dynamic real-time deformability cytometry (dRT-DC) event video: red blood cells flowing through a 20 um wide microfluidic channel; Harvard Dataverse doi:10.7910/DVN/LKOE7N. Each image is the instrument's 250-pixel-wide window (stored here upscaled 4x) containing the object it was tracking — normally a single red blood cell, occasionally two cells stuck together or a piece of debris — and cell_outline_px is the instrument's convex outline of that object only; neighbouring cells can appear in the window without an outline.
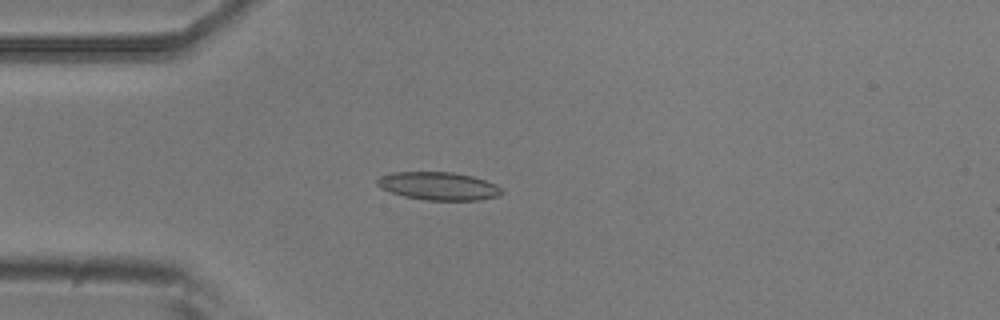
{"species": "common noctule bat (a hibernating species)", "species_latin": "Nyctalus noctula", "temperature_condition": "room temperature", "stored_images_in_passage": 54, "camera_frame_rate_fps": 3000, "um_per_image_px": 0.085, "animal": {"sex": "male", "body_mass_g": 20.5, "forearm_length_mm": 52.5}, "frame": {"image": 1, "passage_image": 14, "time_ms": 4.333, "image_size_px": [1000, 320], "cell_outline_px": [[504, 192], [500, 196], [480, 200], [428, 200], [404, 196], [380, 188], [376, 184], [376, 180], [380, 176], [392, 172], [452, 172], [472, 176], [496, 184], [504, 188]], "centroid_in_image_um": [37.31, 15.81], "position_along_channel_um": 47.7, "area_um2": 20.46}}
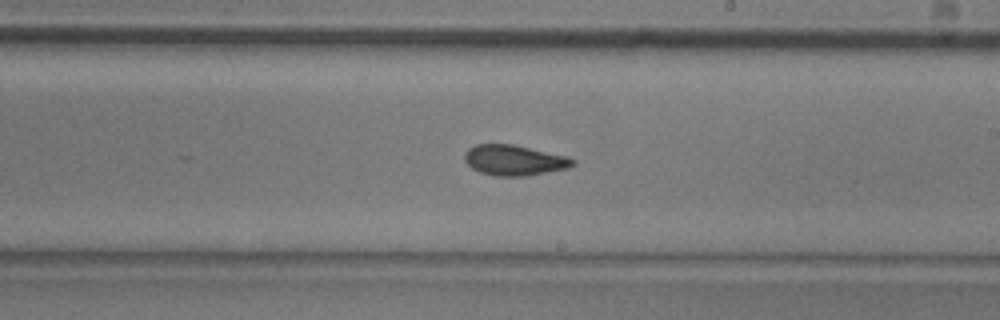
{"frame": {"image": 2, "passage_image": 31, "time_ms": 10.0, "image_size_px": [1000, 320], "cell_outline_px": [[576, 164], [568, 168], [528, 176], [496, 176], [480, 172], [472, 168], [464, 160], [464, 152], [468, 148], [476, 144], [512, 144], [568, 156], [576, 160]], "centroid_in_image_um": [43.72, 13.62], "position_along_channel_um": 245.3, "area_um2": 19.36}}
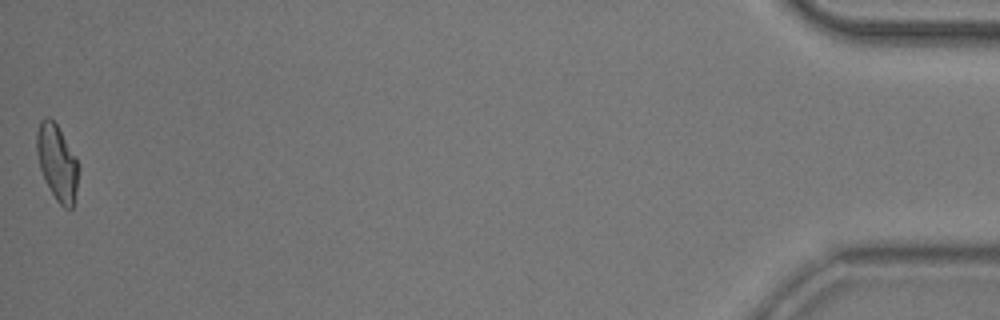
{"frame": {"image": 3, "passage_image": 54, "time_ms": 17.667, "image_size_px": [1000, 320], "cell_outline_px": [[80, 168], [76, 192], [72, 208], [64, 208], [56, 200], [40, 168], [36, 152], [36, 132], [40, 120], [44, 116], [48, 116], [56, 124], [76, 160]], "centroid_in_image_um": [4.84, 13.8], "position_along_channel_um": 430.4, "area_um2": 18.09}, "authors_computed_cell_mechanics": {"area_um2": 19.074, "velocity_mm_per_s": 3.6939, "shape_relaxation_time_tau1_ms": 7.5199, "shape_relaxation_time_tau2_ms": 1.3618, "deformation_change_tau1": 0.1775, "deformation_change_tau2": 0.0815}}